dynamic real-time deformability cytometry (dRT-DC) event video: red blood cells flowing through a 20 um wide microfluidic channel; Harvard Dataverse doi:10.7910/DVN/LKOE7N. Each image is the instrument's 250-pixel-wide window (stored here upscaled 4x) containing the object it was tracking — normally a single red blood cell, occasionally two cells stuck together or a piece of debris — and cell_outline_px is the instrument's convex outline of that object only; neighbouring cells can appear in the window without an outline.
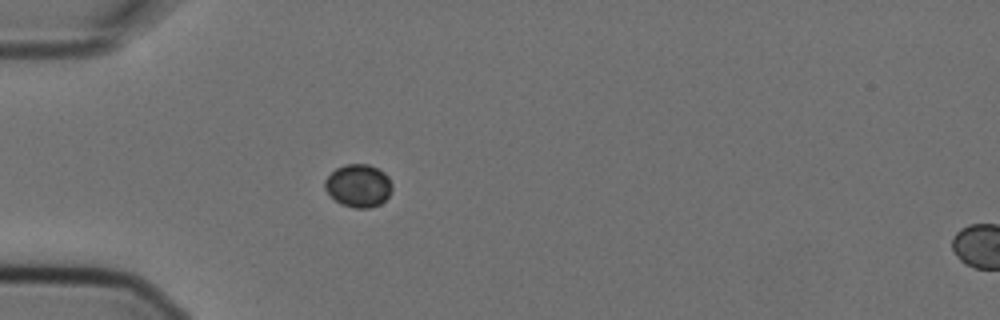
{"species": "Egyptian fruit bat (a non-hibernating species)", "species_latin": "Rousettus aegyptiacus", "temperature_condition": "cold", "stored_images_in_passage": 2, "segment_of_instrument_passage": [1, 2], "camera_frame_rate_fps": 3000, "um_per_image_px": 0.085, "animal": {"sex": "female"}, "frame": {"image": 1, "passage_image": 1, "time_ms": 0.0, "image_size_px": [1000, 320], "cell_outline_px": [[392, 192], [380, 204], [368, 208], [352, 208], [340, 204], [324, 188], [324, 180], [336, 168], [344, 164], [368, 164], [384, 172], [388, 176], [392, 184]], "centroid_in_image_um": [30.47, 15.78], "position_along_channel_um": 54.5, "area_um2": 16.82}}